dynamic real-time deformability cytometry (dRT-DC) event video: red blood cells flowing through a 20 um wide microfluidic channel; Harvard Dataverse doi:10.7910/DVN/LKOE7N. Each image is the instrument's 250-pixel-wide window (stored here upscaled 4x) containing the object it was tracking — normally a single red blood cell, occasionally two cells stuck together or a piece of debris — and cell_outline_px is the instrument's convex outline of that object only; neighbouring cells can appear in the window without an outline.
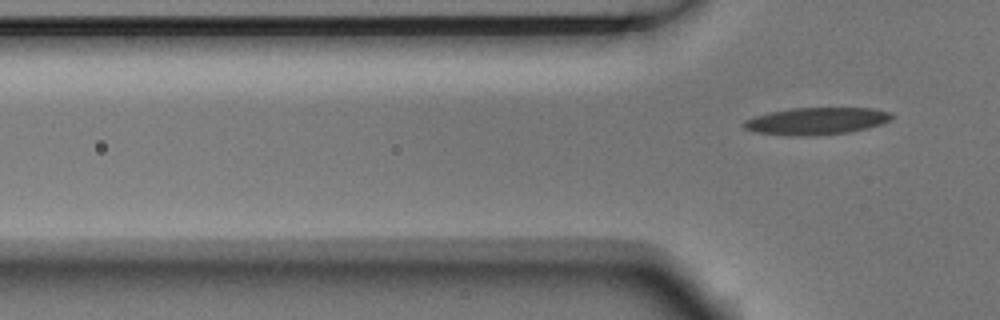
{"species": "Egyptian fruit bat (a non-hibernating species)", "species_latin": "Rousettus aegyptiacus", "temperature_condition": "room temperature", "stored_images_in_passage": 6, "segment_of_instrument_passage": [2, 2], "camera_frame_rate_fps": 3000, "um_per_image_px": 0.085, "animal": {"sex": "male"}, "frame": {"image": 1, "passage_image": 6, "time_ms": 1.667, "image_size_px": [1000, 320], "cell_outline_px": [[892, 116], [888, 120], [880, 124], [868, 128], [848, 132], [812, 136], [788, 136], [752, 132], [744, 128], [740, 124], [744, 120], [768, 112], [792, 108], [872, 108], [892, 112]], "centroid_in_image_um": [69.32, 10.3], "position_along_channel_um": 56.5, "area_um2": 23.58}}